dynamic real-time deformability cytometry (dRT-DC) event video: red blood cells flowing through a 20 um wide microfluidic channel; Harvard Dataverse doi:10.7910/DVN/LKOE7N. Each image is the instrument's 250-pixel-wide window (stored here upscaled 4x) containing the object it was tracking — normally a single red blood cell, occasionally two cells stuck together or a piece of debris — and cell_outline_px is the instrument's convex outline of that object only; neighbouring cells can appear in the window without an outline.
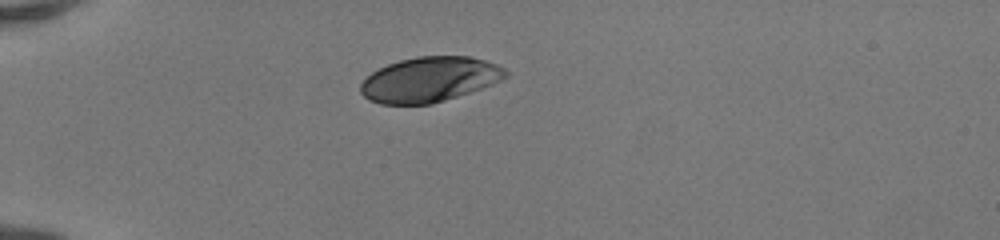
{"species": "human", "species_latin": "Homo sapiens", "temperature_condition": "room temperature", "stored_images_in_passage": 36, "camera_frame_rate_fps": 3000, "um_per_image_px": 0.085, "donor": {"sex": "female"}, "frame": {"image": 1, "passage_image": 1, "time_ms": 0.0, "image_size_px": [1000, 240], "cell_outline_px": [[508, 76], [492, 84], [432, 104], [380, 104], [368, 100], [360, 92], [360, 84], [372, 72], [388, 64], [400, 60], [416, 56], [468, 56], [484, 60], [496, 64], [504, 68], [508, 72]], "centroid_in_image_um": [36.49, 6.75], "position_along_channel_um": 48.5, "area_um2": 37.8}}
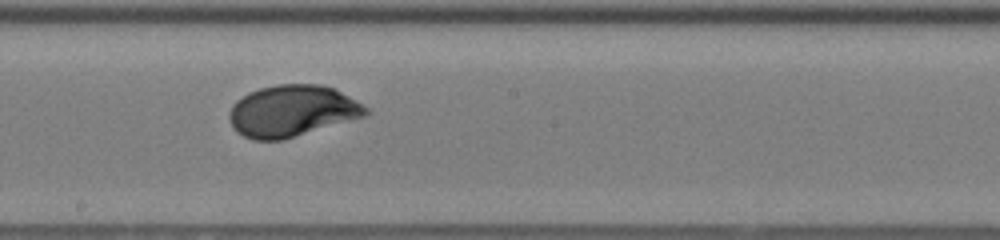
{"frame": {"image": 2, "passage_image": 16, "time_ms": 5.0, "image_size_px": [1000, 240], "cell_outline_px": [[368, 116], [284, 140], [252, 140], [236, 132], [232, 128], [228, 120], [228, 112], [232, 104], [236, 100], [248, 92], [260, 88], [276, 84], [320, 84], [332, 88], [348, 96], [368, 108]], "centroid_in_image_um": [24.79, 9.45], "position_along_channel_um": 223.4, "area_um2": 41.44}}
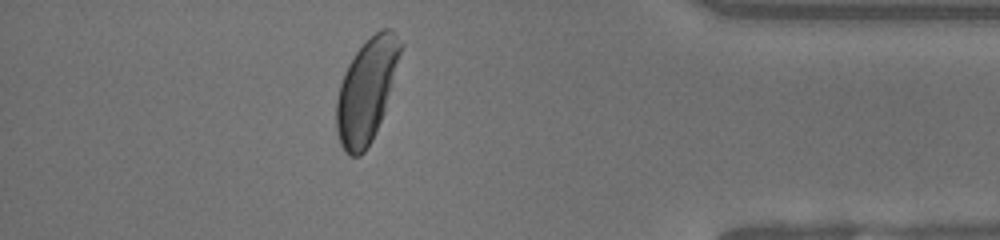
{"frame": {"image": 3, "passage_image": 31, "time_ms": 10.0, "image_size_px": [1000, 240], "cell_outline_px": [[404, 44], [384, 112], [372, 140], [364, 152], [360, 156], [348, 156], [344, 152], [340, 144], [336, 132], [336, 100], [340, 84], [344, 72], [348, 64], [356, 52], [380, 28], [392, 28]], "centroid_in_image_um": [31.16, 7.7], "position_along_channel_um": 404.0, "area_um2": 38.61}, "authors_computed_cell_mechanics": {"area_um2": 40.171, "velocity_mm_per_s": 4.1494, "shape_relaxation_time_tau1_ms": 2.1411, "shape_relaxation_time_tau2_ms": null, "deformation_change_tau1": 0.1521, "deformation_change_tau2": null}}